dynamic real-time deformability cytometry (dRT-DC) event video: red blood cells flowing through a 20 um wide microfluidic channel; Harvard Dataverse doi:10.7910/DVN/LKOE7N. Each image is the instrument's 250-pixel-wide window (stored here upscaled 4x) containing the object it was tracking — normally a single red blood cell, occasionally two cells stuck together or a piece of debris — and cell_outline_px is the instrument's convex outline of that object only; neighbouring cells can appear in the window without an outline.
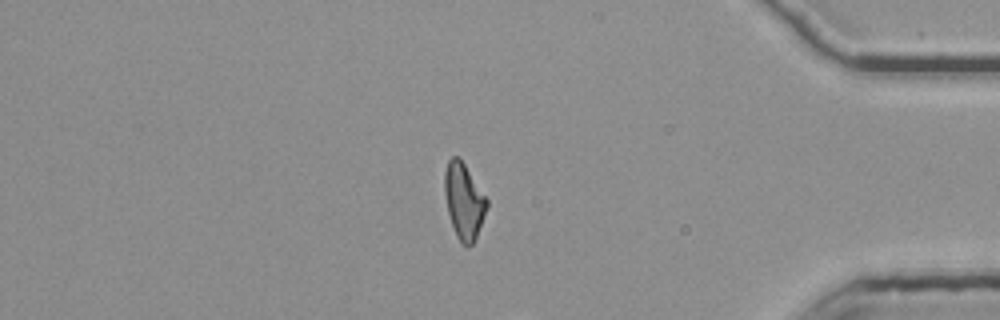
{"species": "common noctule bat (a hibernating species)", "species_latin": "Nyctalus noctula", "temperature_condition": "room temperature", "stored_images_in_passage": 42, "camera_frame_rate_fps": 3000, "um_per_image_px": 0.085, "animal": {"sex": "female", "body_mass_g": 25.1}, "frame": {"image": 1, "passage_image": 34, "time_ms": 11.0, "image_size_px": [1000, 320], "cell_outline_px": [[488, 204], [476, 240], [468, 248], [456, 236], [448, 212], [444, 192], [444, 172], [448, 160], [452, 156], [456, 156], [464, 164], [488, 200]], "centroid_in_image_um": [39.42, 17.11], "position_along_channel_um": 395.8, "area_um2": 18.44}}